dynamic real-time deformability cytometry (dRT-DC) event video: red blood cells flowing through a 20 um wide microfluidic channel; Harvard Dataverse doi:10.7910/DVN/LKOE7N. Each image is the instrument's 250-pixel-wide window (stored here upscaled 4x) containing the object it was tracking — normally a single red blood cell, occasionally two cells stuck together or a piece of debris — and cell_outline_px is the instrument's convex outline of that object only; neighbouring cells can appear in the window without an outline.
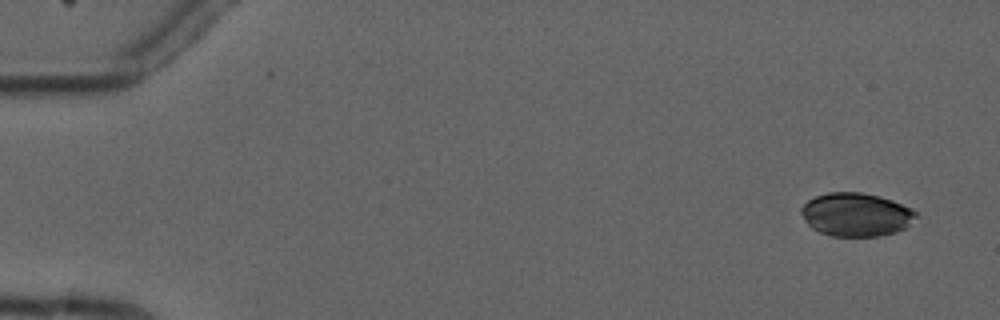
{"species": "common noctule bat (a hibernating species)", "species_latin": "Nyctalus noctula", "temperature_condition": "cold", "stored_images_in_passage": 5, "camera_frame_rate_fps": 3000, "um_per_image_px": 0.085, "animal": {"sex": "male", "forearm_length_mm": 52.5}, "frame": {"image": 1, "passage_image": 1, "time_ms": 0.0, "image_size_px": [1000, 320], "cell_outline_px": [[920, 216], [904, 228], [896, 232], [880, 236], [832, 236], [820, 232], [812, 228], [804, 220], [800, 212], [800, 208], [808, 200], [816, 196], [828, 192], [860, 192], [880, 196], [892, 200], [912, 208], [920, 212]], "centroid_in_image_um": [72.8, 18.23], "position_along_channel_um": 12.2, "area_um2": 29.36}}
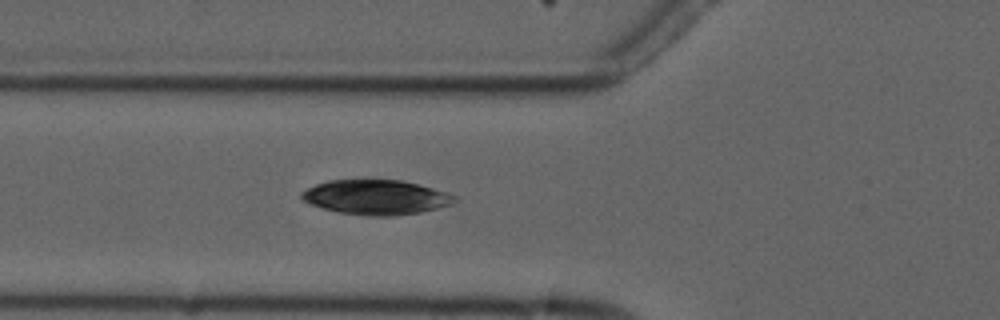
{"frame": {"image": 2, "passage_image": 5, "time_ms": 5.667, "image_size_px": [1000, 320], "cell_outline_px": [[456, 200], [452, 204], [420, 212], [392, 216], [368, 216], [340, 212], [324, 208], [312, 204], [304, 200], [300, 196], [300, 192], [316, 184], [328, 180], [400, 180], [448, 192], [456, 196]], "centroid_in_image_um": [31.96, 16.76], "position_along_channel_um": 93.8, "area_um2": 30.63}}